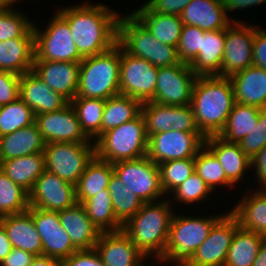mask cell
<instances>
[{
    "instance_id": "obj_1",
    "label": "cell",
    "mask_w": 266,
    "mask_h": 266,
    "mask_svg": "<svg viewBox=\"0 0 266 266\" xmlns=\"http://www.w3.org/2000/svg\"><path fill=\"white\" fill-rule=\"evenodd\" d=\"M108 7L87 1L80 5L56 8L68 22L74 43L83 58L104 53L118 43L121 14Z\"/></svg>"
},
{
    "instance_id": "obj_2",
    "label": "cell",
    "mask_w": 266,
    "mask_h": 266,
    "mask_svg": "<svg viewBox=\"0 0 266 266\" xmlns=\"http://www.w3.org/2000/svg\"><path fill=\"white\" fill-rule=\"evenodd\" d=\"M235 103L230 78L197 76L190 105L196 125L205 138L221 133Z\"/></svg>"
},
{
    "instance_id": "obj_3",
    "label": "cell",
    "mask_w": 266,
    "mask_h": 266,
    "mask_svg": "<svg viewBox=\"0 0 266 266\" xmlns=\"http://www.w3.org/2000/svg\"><path fill=\"white\" fill-rule=\"evenodd\" d=\"M158 202V203H157ZM172 200L144 203L141 209L122 226V231L146 257L162 259L174 215ZM152 254V255H151Z\"/></svg>"
},
{
    "instance_id": "obj_4",
    "label": "cell",
    "mask_w": 266,
    "mask_h": 266,
    "mask_svg": "<svg viewBox=\"0 0 266 266\" xmlns=\"http://www.w3.org/2000/svg\"><path fill=\"white\" fill-rule=\"evenodd\" d=\"M121 46L117 43L110 50L80 62L76 97L106 100L120 94Z\"/></svg>"
},
{
    "instance_id": "obj_5",
    "label": "cell",
    "mask_w": 266,
    "mask_h": 266,
    "mask_svg": "<svg viewBox=\"0 0 266 266\" xmlns=\"http://www.w3.org/2000/svg\"><path fill=\"white\" fill-rule=\"evenodd\" d=\"M118 44L131 56L144 59L155 67H169L181 63L177 47L162 44L132 13L120 16Z\"/></svg>"
},
{
    "instance_id": "obj_6",
    "label": "cell",
    "mask_w": 266,
    "mask_h": 266,
    "mask_svg": "<svg viewBox=\"0 0 266 266\" xmlns=\"http://www.w3.org/2000/svg\"><path fill=\"white\" fill-rule=\"evenodd\" d=\"M222 215L223 213L215 216L210 215V217H195L194 215L189 217L174 214L164 256L162 259H154L155 262L159 266L161 263L171 264V262L174 265L186 266L191 261L193 253L206 240L213 224Z\"/></svg>"
},
{
    "instance_id": "obj_7",
    "label": "cell",
    "mask_w": 266,
    "mask_h": 266,
    "mask_svg": "<svg viewBox=\"0 0 266 266\" xmlns=\"http://www.w3.org/2000/svg\"><path fill=\"white\" fill-rule=\"evenodd\" d=\"M148 136L143 114L103 133L95 141L96 156L114 164L144 157L148 152Z\"/></svg>"
},
{
    "instance_id": "obj_8",
    "label": "cell",
    "mask_w": 266,
    "mask_h": 266,
    "mask_svg": "<svg viewBox=\"0 0 266 266\" xmlns=\"http://www.w3.org/2000/svg\"><path fill=\"white\" fill-rule=\"evenodd\" d=\"M48 22L43 30L33 24L34 60L81 62L84 58L77 50L68 22L56 11Z\"/></svg>"
},
{
    "instance_id": "obj_9",
    "label": "cell",
    "mask_w": 266,
    "mask_h": 266,
    "mask_svg": "<svg viewBox=\"0 0 266 266\" xmlns=\"http://www.w3.org/2000/svg\"><path fill=\"white\" fill-rule=\"evenodd\" d=\"M96 155L95 142L47 143L44 149L45 170L73 185Z\"/></svg>"
},
{
    "instance_id": "obj_10",
    "label": "cell",
    "mask_w": 266,
    "mask_h": 266,
    "mask_svg": "<svg viewBox=\"0 0 266 266\" xmlns=\"http://www.w3.org/2000/svg\"><path fill=\"white\" fill-rule=\"evenodd\" d=\"M113 168L121 181L144 203L167 197L161 187L159 167L147 155L116 162Z\"/></svg>"
},
{
    "instance_id": "obj_11",
    "label": "cell",
    "mask_w": 266,
    "mask_h": 266,
    "mask_svg": "<svg viewBox=\"0 0 266 266\" xmlns=\"http://www.w3.org/2000/svg\"><path fill=\"white\" fill-rule=\"evenodd\" d=\"M158 67L148 61L131 56L121 47V95L133 97L142 103L152 101L157 83Z\"/></svg>"
},
{
    "instance_id": "obj_12",
    "label": "cell",
    "mask_w": 266,
    "mask_h": 266,
    "mask_svg": "<svg viewBox=\"0 0 266 266\" xmlns=\"http://www.w3.org/2000/svg\"><path fill=\"white\" fill-rule=\"evenodd\" d=\"M201 132L169 131L153 134L148 139L147 156L157 165L184 158H194L204 146Z\"/></svg>"
},
{
    "instance_id": "obj_13",
    "label": "cell",
    "mask_w": 266,
    "mask_h": 266,
    "mask_svg": "<svg viewBox=\"0 0 266 266\" xmlns=\"http://www.w3.org/2000/svg\"><path fill=\"white\" fill-rule=\"evenodd\" d=\"M196 78L197 75L189 64L183 62L158 68L157 83L152 101L171 106L191 104Z\"/></svg>"
},
{
    "instance_id": "obj_14",
    "label": "cell",
    "mask_w": 266,
    "mask_h": 266,
    "mask_svg": "<svg viewBox=\"0 0 266 266\" xmlns=\"http://www.w3.org/2000/svg\"><path fill=\"white\" fill-rule=\"evenodd\" d=\"M239 227L230 211L224 213L213 224L206 240L193 253L186 266H224L233 236Z\"/></svg>"
},
{
    "instance_id": "obj_15",
    "label": "cell",
    "mask_w": 266,
    "mask_h": 266,
    "mask_svg": "<svg viewBox=\"0 0 266 266\" xmlns=\"http://www.w3.org/2000/svg\"><path fill=\"white\" fill-rule=\"evenodd\" d=\"M244 21L232 22L226 28L225 48L220 77H231L252 65L255 27Z\"/></svg>"
},
{
    "instance_id": "obj_16",
    "label": "cell",
    "mask_w": 266,
    "mask_h": 266,
    "mask_svg": "<svg viewBox=\"0 0 266 266\" xmlns=\"http://www.w3.org/2000/svg\"><path fill=\"white\" fill-rule=\"evenodd\" d=\"M77 203L75 185L44 171L29 192V207L58 212Z\"/></svg>"
},
{
    "instance_id": "obj_17",
    "label": "cell",
    "mask_w": 266,
    "mask_h": 266,
    "mask_svg": "<svg viewBox=\"0 0 266 266\" xmlns=\"http://www.w3.org/2000/svg\"><path fill=\"white\" fill-rule=\"evenodd\" d=\"M35 123L46 144L91 141L82 131L70 103L61 110L35 115Z\"/></svg>"
},
{
    "instance_id": "obj_18",
    "label": "cell",
    "mask_w": 266,
    "mask_h": 266,
    "mask_svg": "<svg viewBox=\"0 0 266 266\" xmlns=\"http://www.w3.org/2000/svg\"><path fill=\"white\" fill-rule=\"evenodd\" d=\"M32 218L42 242V255L61 262L77 249L60 224L58 212L32 207Z\"/></svg>"
},
{
    "instance_id": "obj_19",
    "label": "cell",
    "mask_w": 266,
    "mask_h": 266,
    "mask_svg": "<svg viewBox=\"0 0 266 266\" xmlns=\"http://www.w3.org/2000/svg\"><path fill=\"white\" fill-rule=\"evenodd\" d=\"M80 62L34 60L32 71L69 102L77 96Z\"/></svg>"
},
{
    "instance_id": "obj_20",
    "label": "cell",
    "mask_w": 266,
    "mask_h": 266,
    "mask_svg": "<svg viewBox=\"0 0 266 266\" xmlns=\"http://www.w3.org/2000/svg\"><path fill=\"white\" fill-rule=\"evenodd\" d=\"M95 249L105 266H143L147 259L122 230L100 233Z\"/></svg>"
},
{
    "instance_id": "obj_21",
    "label": "cell",
    "mask_w": 266,
    "mask_h": 266,
    "mask_svg": "<svg viewBox=\"0 0 266 266\" xmlns=\"http://www.w3.org/2000/svg\"><path fill=\"white\" fill-rule=\"evenodd\" d=\"M19 98L35 115L61 110L70 103L39 79L33 71L21 75Z\"/></svg>"
},
{
    "instance_id": "obj_22",
    "label": "cell",
    "mask_w": 266,
    "mask_h": 266,
    "mask_svg": "<svg viewBox=\"0 0 266 266\" xmlns=\"http://www.w3.org/2000/svg\"><path fill=\"white\" fill-rule=\"evenodd\" d=\"M179 16L183 25L196 26L204 31L222 30L232 22H240L226 13L222 0H192Z\"/></svg>"
},
{
    "instance_id": "obj_23",
    "label": "cell",
    "mask_w": 266,
    "mask_h": 266,
    "mask_svg": "<svg viewBox=\"0 0 266 266\" xmlns=\"http://www.w3.org/2000/svg\"><path fill=\"white\" fill-rule=\"evenodd\" d=\"M0 225L5 229L12 248L35 256L42 255V242L32 218V207L20 214L0 217Z\"/></svg>"
},
{
    "instance_id": "obj_24",
    "label": "cell",
    "mask_w": 266,
    "mask_h": 266,
    "mask_svg": "<svg viewBox=\"0 0 266 266\" xmlns=\"http://www.w3.org/2000/svg\"><path fill=\"white\" fill-rule=\"evenodd\" d=\"M204 145L215 155L223 167L226 178L233 184L243 181L251 168V159L242 151L239 143H230L219 136H209Z\"/></svg>"
},
{
    "instance_id": "obj_25",
    "label": "cell",
    "mask_w": 266,
    "mask_h": 266,
    "mask_svg": "<svg viewBox=\"0 0 266 266\" xmlns=\"http://www.w3.org/2000/svg\"><path fill=\"white\" fill-rule=\"evenodd\" d=\"M58 217L77 250L95 248L101 232L92 224L82 204L76 203L70 208L58 211Z\"/></svg>"
},
{
    "instance_id": "obj_26",
    "label": "cell",
    "mask_w": 266,
    "mask_h": 266,
    "mask_svg": "<svg viewBox=\"0 0 266 266\" xmlns=\"http://www.w3.org/2000/svg\"><path fill=\"white\" fill-rule=\"evenodd\" d=\"M229 78L236 103L266 109V70L251 65Z\"/></svg>"
},
{
    "instance_id": "obj_27",
    "label": "cell",
    "mask_w": 266,
    "mask_h": 266,
    "mask_svg": "<svg viewBox=\"0 0 266 266\" xmlns=\"http://www.w3.org/2000/svg\"><path fill=\"white\" fill-rule=\"evenodd\" d=\"M244 193L230 212L236 217L239 226L266 237V189ZM249 194V195H248Z\"/></svg>"
},
{
    "instance_id": "obj_28",
    "label": "cell",
    "mask_w": 266,
    "mask_h": 266,
    "mask_svg": "<svg viewBox=\"0 0 266 266\" xmlns=\"http://www.w3.org/2000/svg\"><path fill=\"white\" fill-rule=\"evenodd\" d=\"M45 141L42 138L37 124L21 128L0 136V162L17 157L43 153Z\"/></svg>"
},
{
    "instance_id": "obj_29",
    "label": "cell",
    "mask_w": 266,
    "mask_h": 266,
    "mask_svg": "<svg viewBox=\"0 0 266 266\" xmlns=\"http://www.w3.org/2000/svg\"><path fill=\"white\" fill-rule=\"evenodd\" d=\"M226 29L206 31L201 43V51L189 64L197 76H220L225 48Z\"/></svg>"
},
{
    "instance_id": "obj_30",
    "label": "cell",
    "mask_w": 266,
    "mask_h": 266,
    "mask_svg": "<svg viewBox=\"0 0 266 266\" xmlns=\"http://www.w3.org/2000/svg\"><path fill=\"white\" fill-rule=\"evenodd\" d=\"M35 56L34 38L0 42V70L23 75L31 72Z\"/></svg>"
},
{
    "instance_id": "obj_31",
    "label": "cell",
    "mask_w": 266,
    "mask_h": 266,
    "mask_svg": "<svg viewBox=\"0 0 266 266\" xmlns=\"http://www.w3.org/2000/svg\"><path fill=\"white\" fill-rule=\"evenodd\" d=\"M0 170L30 192L37 178L45 171L44 152L1 161Z\"/></svg>"
},
{
    "instance_id": "obj_32",
    "label": "cell",
    "mask_w": 266,
    "mask_h": 266,
    "mask_svg": "<svg viewBox=\"0 0 266 266\" xmlns=\"http://www.w3.org/2000/svg\"><path fill=\"white\" fill-rule=\"evenodd\" d=\"M113 173V164L95 155L75 185L77 203L82 204L107 189Z\"/></svg>"
},
{
    "instance_id": "obj_33",
    "label": "cell",
    "mask_w": 266,
    "mask_h": 266,
    "mask_svg": "<svg viewBox=\"0 0 266 266\" xmlns=\"http://www.w3.org/2000/svg\"><path fill=\"white\" fill-rule=\"evenodd\" d=\"M142 102L126 95H116L105 100L102 116L101 135L142 113Z\"/></svg>"
},
{
    "instance_id": "obj_34",
    "label": "cell",
    "mask_w": 266,
    "mask_h": 266,
    "mask_svg": "<svg viewBox=\"0 0 266 266\" xmlns=\"http://www.w3.org/2000/svg\"><path fill=\"white\" fill-rule=\"evenodd\" d=\"M260 111L256 106L235 103L218 136L227 142L239 143L257 125Z\"/></svg>"
},
{
    "instance_id": "obj_35",
    "label": "cell",
    "mask_w": 266,
    "mask_h": 266,
    "mask_svg": "<svg viewBox=\"0 0 266 266\" xmlns=\"http://www.w3.org/2000/svg\"><path fill=\"white\" fill-rule=\"evenodd\" d=\"M266 237L239 227L228 249L224 266H251Z\"/></svg>"
},
{
    "instance_id": "obj_36",
    "label": "cell",
    "mask_w": 266,
    "mask_h": 266,
    "mask_svg": "<svg viewBox=\"0 0 266 266\" xmlns=\"http://www.w3.org/2000/svg\"><path fill=\"white\" fill-rule=\"evenodd\" d=\"M82 206L92 224L101 233L122 230L123 224L115 216L108 188L84 201Z\"/></svg>"
},
{
    "instance_id": "obj_37",
    "label": "cell",
    "mask_w": 266,
    "mask_h": 266,
    "mask_svg": "<svg viewBox=\"0 0 266 266\" xmlns=\"http://www.w3.org/2000/svg\"><path fill=\"white\" fill-rule=\"evenodd\" d=\"M70 104L77 114L82 131L90 140L95 142L101 136L105 100L99 98L75 97Z\"/></svg>"
},
{
    "instance_id": "obj_38",
    "label": "cell",
    "mask_w": 266,
    "mask_h": 266,
    "mask_svg": "<svg viewBox=\"0 0 266 266\" xmlns=\"http://www.w3.org/2000/svg\"><path fill=\"white\" fill-rule=\"evenodd\" d=\"M162 44L177 47L183 27L179 15L134 14Z\"/></svg>"
},
{
    "instance_id": "obj_39",
    "label": "cell",
    "mask_w": 266,
    "mask_h": 266,
    "mask_svg": "<svg viewBox=\"0 0 266 266\" xmlns=\"http://www.w3.org/2000/svg\"><path fill=\"white\" fill-rule=\"evenodd\" d=\"M108 191L115 216L122 224L133 217L144 204L115 173L110 178Z\"/></svg>"
},
{
    "instance_id": "obj_40",
    "label": "cell",
    "mask_w": 266,
    "mask_h": 266,
    "mask_svg": "<svg viewBox=\"0 0 266 266\" xmlns=\"http://www.w3.org/2000/svg\"><path fill=\"white\" fill-rule=\"evenodd\" d=\"M194 167L195 173L212 191H215L216 187L221 185L228 188L232 186L234 187V185L226 178L225 171L218 159L205 145L194 157Z\"/></svg>"
},
{
    "instance_id": "obj_41",
    "label": "cell",
    "mask_w": 266,
    "mask_h": 266,
    "mask_svg": "<svg viewBox=\"0 0 266 266\" xmlns=\"http://www.w3.org/2000/svg\"><path fill=\"white\" fill-rule=\"evenodd\" d=\"M29 209V192L0 170V217Z\"/></svg>"
},
{
    "instance_id": "obj_42",
    "label": "cell",
    "mask_w": 266,
    "mask_h": 266,
    "mask_svg": "<svg viewBox=\"0 0 266 266\" xmlns=\"http://www.w3.org/2000/svg\"><path fill=\"white\" fill-rule=\"evenodd\" d=\"M33 123H35L33 110L19 97L7 105L0 106V136L11 134Z\"/></svg>"
},
{
    "instance_id": "obj_43",
    "label": "cell",
    "mask_w": 266,
    "mask_h": 266,
    "mask_svg": "<svg viewBox=\"0 0 266 266\" xmlns=\"http://www.w3.org/2000/svg\"><path fill=\"white\" fill-rule=\"evenodd\" d=\"M33 24L20 10L0 9V42L17 38H34Z\"/></svg>"
},
{
    "instance_id": "obj_44",
    "label": "cell",
    "mask_w": 266,
    "mask_h": 266,
    "mask_svg": "<svg viewBox=\"0 0 266 266\" xmlns=\"http://www.w3.org/2000/svg\"><path fill=\"white\" fill-rule=\"evenodd\" d=\"M160 182L165 196L171 194L195 172L194 158H184L163 162L158 165Z\"/></svg>"
},
{
    "instance_id": "obj_45",
    "label": "cell",
    "mask_w": 266,
    "mask_h": 266,
    "mask_svg": "<svg viewBox=\"0 0 266 266\" xmlns=\"http://www.w3.org/2000/svg\"><path fill=\"white\" fill-rule=\"evenodd\" d=\"M142 114L146 123L148 138L157 133L169 131L173 125V106L153 101L142 104Z\"/></svg>"
},
{
    "instance_id": "obj_46",
    "label": "cell",
    "mask_w": 266,
    "mask_h": 266,
    "mask_svg": "<svg viewBox=\"0 0 266 266\" xmlns=\"http://www.w3.org/2000/svg\"><path fill=\"white\" fill-rule=\"evenodd\" d=\"M214 192L209 186L194 172L189 176L178 188H176L171 194L174 196L175 202H179L185 205L194 204L196 202H202L207 199L210 194Z\"/></svg>"
},
{
    "instance_id": "obj_47",
    "label": "cell",
    "mask_w": 266,
    "mask_h": 266,
    "mask_svg": "<svg viewBox=\"0 0 266 266\" xmlns=\"http://www.w3.org/2000/svg\"><path fill=\"white\" fill-rule=\"evenodd\" d=\"M206 31L192 25H183L177 53L181 62L190 64L201 51L203 35Z\"/></svg>"
},
{
    "instance_id": "obj_48",
    "label": "cell",
    "mask_w": 266,
    "mask_h": 266,
    "mask_svg": "<svg viewBox=\"0 0 266 266\" xmlns=\"http://www.w3.org/2000/svg\"><path fill=\"white\" fill-rule=\"evenodd\" d=\"M239 144L242 151L250 159L266 145V109H261L257 125Z\"/></svg>"
},
{
    "instance_id": "obj_49",
    "label": "cell",
    "mask_w": 266,
    "mask_h": 266,
    "mask_svg": "<svg viewBox=\"0 0 266 266\" xmlns=\"http://www.w3.org/2000/svg\"><path fill=\"white\" fill-rule=\"evenodd\" d=\"M192 0H146L133 14L180 15Z\"/></svg>"
},
{
    "instance_id": "obj_50",
    "label": "cell",
    "mask_w": 266,
    "mask_h": 266,
    "mask_svg": "<svg viewBox=\"0 0 266 266\" xmlns=\"http://www.w3.org/2000/svg\"><path fill=\"white\" fill-rule=\"evenodd\" d=\"M20 75L0 70V106L7 105L19 97Z\"/></svg>"
},
{
    "instance_id": "obj_51",
    "label": "cell",
    "mask_w": 266,
    "mask_h": 266,
    "mask_svg": "<svg viewBox=\"0 0 266 266\" xmlns=\"http://www.w3.org/2000/svg\"><path fill=\"white\" fill-rule=\"evenodd\" d=\"M171 129L182 132H200L190 104L173 106V125Z\"/></svg>"
},
{
    "instance_id": "obj_52",
    "label": "cell",
    "mask_w": 266,
    "mask_h": 266,
    "mask_svg": "<svg viewBox=\"0 0 266 266\" xmlns=\"http://www.w3.org/2000/svg\"><path fill=\"white\" fill-rule=\"evenodd\" d=\"M62 266H105L95 248L77 250L60 262Z\"/></svg>"
},
{
    "instance_id": "obj_53",
    "label": "cell",
    "mask_w": 266,
    "mask_h": 266,
    "mask_svg": "<svg viewBox=\"0 0 266 266\" xmlns=\"http://www.w3.org/2000/svg\"><path fill=\"white\" fill-rule=\"evenodd\" d=\"M252 65L266 70V30L255 26Z\"/></svg>"
},
{
    "instance_id": "obj_54",
    "label": "cell",
    "mask_w": 266,
    "mask_h": 266,
    "mask_svg": "<svg viewBox=\"0 0 266 266\" xmlns=\"http://www.w3.org/2000/svg\"><path fill=\"white\" fill-rule=\"evenodd\" d=\"M251 168H254L258 180V189H266V145L251 159Z\"/></svg>"
},
{
    "instance_id": "obj_55",
    "label": "cell",
    "mask_w": 266,
    "mask_h": 266,
    "mask_svg": "<svg viewBox=\"0 0 266 266\" xmlns=\"http://www.w3.org/2000/svg\"><path fill=\"white\" fill-rule=\"evenodd\" d=\"M35 255L19 248H12L11 252L1 262L0 266H29Z\"/></svg>"
},
{
    "instance_id": "obj_56",
    "label": "cell",
    "mask_w": 266,
    "mask_h": 266,
    "mask_svg": "<svg viewBox=\"0 0 266 266\" xmlns=\"http://www.w3.org/2000/svg\"><path fill=\"white\" fill-rule=\"evenodd\" d=\"M223 7L227 12H232L235 10H242L245 8H250L256 5L263 4L266 2V0H222Z\"/></svg>"
},
{
    "instance_id": "obj_57",
    "label": "cell",
    "mask_w": 266,
    "mask_h": 266,
    "mask_svg": "<svg viewBox=\"0 0 266 266\" xmlns=\"http://www.w3.org/2000/svg\"><path fill=\"white\" fill-rule=\"evenodd\" d=\"M12 245L7 237L5 229L0 225V264L11 252Z\"/></svg>"
},
{
    "instance_id": "obj_58",
    "label": "cell",
    "mask_w": 266,
    "mask_h": 266,
    "mask_svg": "<svg viewBox=\"0 0 266 266\" xmlns=\"http://www.w3.org/2000/svg\"><path fill=\"white\" fill-rule=\"evenodd\" d=\"M60 262L48 256H35L29 266H59Z\"/></svg>"
},
{
    "instance_id": "obj_59",
    "label": "cell",
    "mask_w": 266,
    "mask_h": 266,
    "mask_svg": "<svg viewBox=\"0 0 266 266\" xmlns=\"http://www.w3.org/2000/svg\"><path fill=\"white\" fill-rule=\"evenodd\" d=\"M251 266H266V239L262 242L257 257Z\"/></svg>"
},
{
    "instance_id": "obj_60",
    "label": "cell",
    "mask_w": 266,
    "mask_h": 266,
    "mask_svg": "<svg viewBox=\"0 0 266 266\" xmlns=\"http://www.w3.org/2000/svg\"><path fill=\"white\" fill-rule=\"evenodd\" d=\"M21 2V0H0V9H7L14 7L15 3Z\"/></svg>"
},
{
    "instance_id": "obj_61",
    "label": "cell",
    "mask_w": 266,
    "mask_h": 266,
    "mask_svg": "<svg viewBox=\"0 0 266 266\" xmlns=\"http://www.w3.org/2000/svg\"><path fill=\"white\" fill-rule=\"evenodd\" d=\"M146 263V264H145ZM151 262H149V264L147 262H144V265L143 266H153V265H150ZM155 266V265H154ZM173 266H181V265H173Z\"/></svg>"
}]
</instances>
